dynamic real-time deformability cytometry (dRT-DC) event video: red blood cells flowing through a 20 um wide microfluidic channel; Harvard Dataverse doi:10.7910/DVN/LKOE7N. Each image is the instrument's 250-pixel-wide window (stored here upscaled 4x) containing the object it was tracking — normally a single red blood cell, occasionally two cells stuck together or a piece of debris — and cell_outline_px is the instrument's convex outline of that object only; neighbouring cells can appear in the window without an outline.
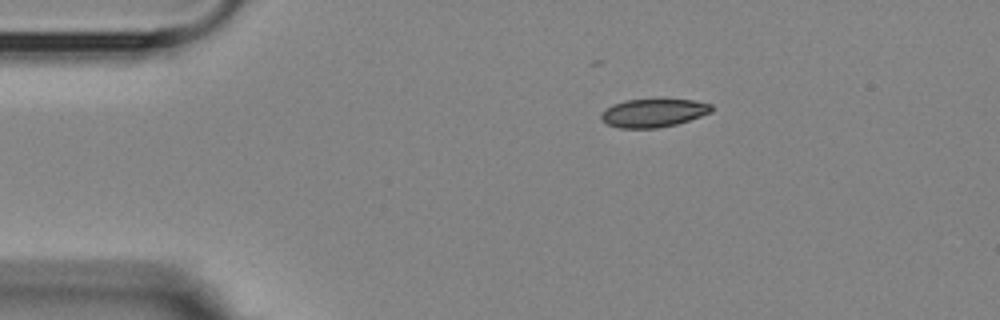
{"species": "Egyptian fruit bat (a non-hibernating species)", "species_latin": "Rousettus aegyptiacus", "temperature_condition": "room temperature", "stored_images_in_passage": 8, "camera_frame_rate_fps": 3000, "um_per_image_px": 0.085, "animal": {"sex": "female"}, "frame": {"image": 1, "passage_image": 1, "time_ms": 0.0, "image_size_px": [1000, 320], "cell_outline_px": [[712, 112], [676, 124], [656, 128], [620, 128], [608, 124], [600, 116], [612, 104], [624, 100], [692, 100], [712, 104]], "centroid_in_image_um": [55.55, 9.6], "position_along_channel_um": 29.4, "area_um2": 17.8}}
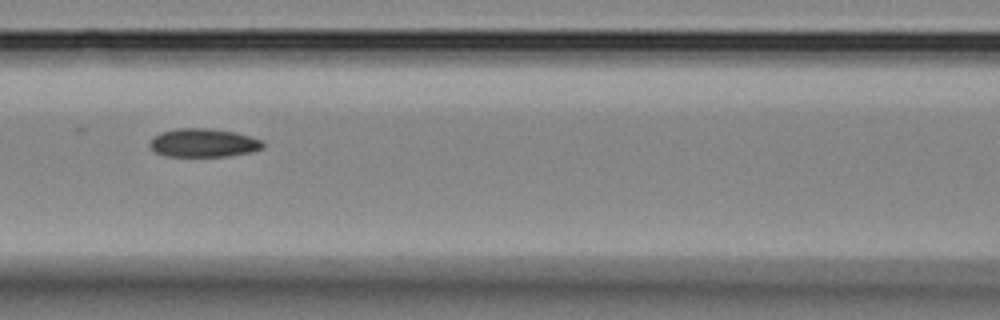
{"frame": {"image": 2, "passage_image": 5, "time_ms": 4.667, "image_size_px": [1000, 320], "cell_outline_px": [[264, 148], [252, 152], [228, 156], [168, 156], [156, 152], [148, 144], [152, 136], [160, 132], [176, 128], [208, 128], [236, 132], [264, 140]], "centroid_in_image_um": [17.31, 12.13], "position_along_channel_um": 149.3, "area_um2": 19.02}}
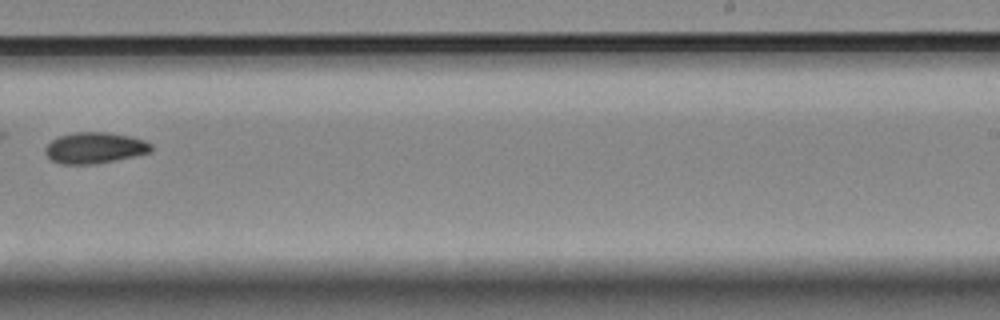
{"frame": {"image": 3, "passage_image": 8, "time_ms": 8.333, "image_size_px": [1000, 320], "cell_outline_px": [[152, 152], [96, 164], [60, 164], [52, 160], [44, 152], [44, 148], [52, 140], [60, 136], [76, 132], [104, 132], [128, 136], [144, 140], [152, 144]], "centroid_in_image_um": [8.05, 12.57], "position_along_channel_um": 281.0, "area_um2": 19.07}}